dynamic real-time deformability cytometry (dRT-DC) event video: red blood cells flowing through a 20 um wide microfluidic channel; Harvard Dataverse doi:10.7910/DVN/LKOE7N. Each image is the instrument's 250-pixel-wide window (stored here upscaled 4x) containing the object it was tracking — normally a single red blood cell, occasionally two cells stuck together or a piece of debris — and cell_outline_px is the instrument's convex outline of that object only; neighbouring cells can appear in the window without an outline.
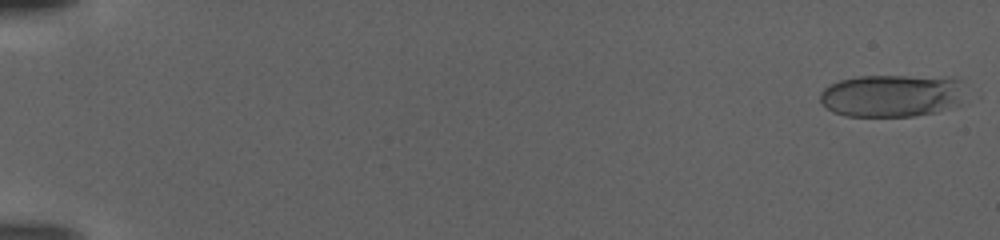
{"species": "human", "species_latin": "Homo sapiens", "temperature_condition": "warm", "stored_images_in_passage": 109, "camera_frame_rate_fps": 3000, "um_per_image_px": 0.085, "donor": {"sex": "female"}, "frame": {"image": 1, "passage_image": 3, "time_ms": 0.667, "image_size_px": [1000, 240], "cell_outline_px": [[960, 104], [936, 112], [912, 116], [848, 116], [832, 112], [820, 100], [820, 92], [824, 88], [840, 80], [860, 76], [904, 76], [956, 80]], "centroid_in_image_um": [75.65, 8.16], "position_along_channel_um": 9.4, "area_um2": 34.8}}
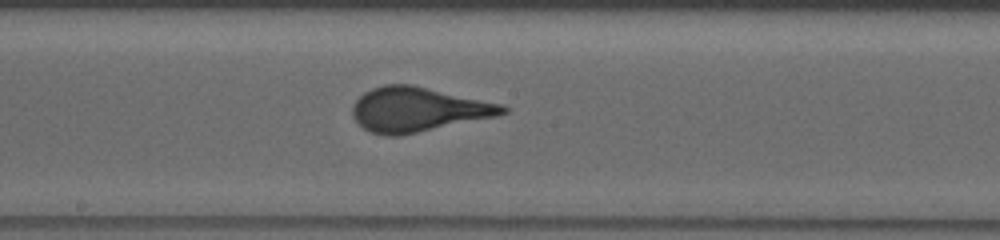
{"frame": {"image": 2, "passage_image": 63, "time_ms": 20.667, "image_size_px": [1000, 240], "cell_outline_px": [[508, 112], [496, 116], [400, 136], [388, 136], [372, 132], [364, 128], [352, 116], [352, 104], [364, 92], [372, 88], [384, 84], [412, 84], [504, 104], [508, 108]], "centroid_in_image_um": [35.53, 9.29], "position_along_channel_um": 212.7, "area_um2": 38.96}}
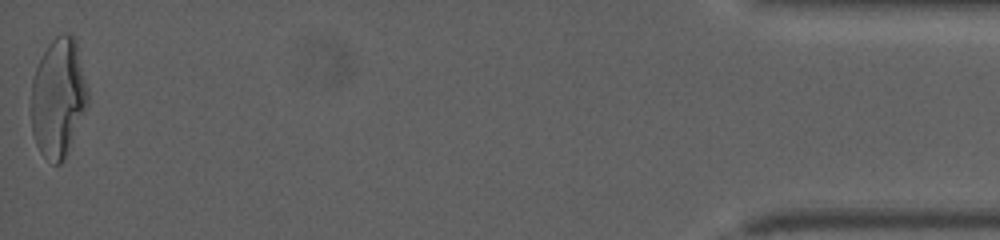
{"frame": {"image": 3, "passage_image": 109, "time_ms": 36.0, "image_size_px": [1000, 240], "cell_outline_px": [[88, 104], [64, 156], [60, 164], [52, 164], [40, 152], [36, 144], [32, 132], [32, 80], [36, 68], [48, 44], [56, 36], [68, 32], [76, 36], [88, 88]], "centroid_in_image_um": [4.96, 8.24], "position_along_channel_um": 430.2, "area_um2": 39.02}}